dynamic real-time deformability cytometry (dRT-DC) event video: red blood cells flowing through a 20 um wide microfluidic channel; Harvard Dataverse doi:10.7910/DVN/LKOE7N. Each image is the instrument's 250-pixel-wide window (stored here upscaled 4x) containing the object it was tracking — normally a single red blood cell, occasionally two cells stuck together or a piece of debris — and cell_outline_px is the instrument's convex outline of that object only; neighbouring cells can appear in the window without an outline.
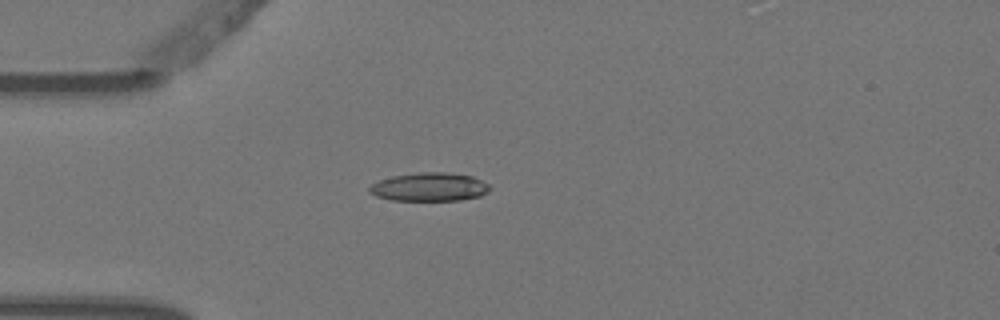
{"species": "Egyptian fruit bat (a non-hibernating species)", "species_latin": "Rousettus aegyptiacus", "temperature_condition": "warm", "stored_images_in_passage": 3, "camera_frame_rate_fps": 3000, "um_per_image_px": 0.085, "animal": {"sex": "female"}, "frame": {"image": 1, "passage_image": 3, "time_ms": 0.667, "image_size_px": [1000, 320], "cell_outline_px": [[492, 188], [488, 192], [480, 196], [460, 200], [392, 200], [376, 196], [368, 192], [368, 188], [372, 184], [380, 180], [392, 176], [420, 172], [448, 172], [472, 176], [488, 184]], "centroid_in_image_um": [36.51, 15.89], "position_along_channel_um": 48.5, "area_um2": 20.0}}